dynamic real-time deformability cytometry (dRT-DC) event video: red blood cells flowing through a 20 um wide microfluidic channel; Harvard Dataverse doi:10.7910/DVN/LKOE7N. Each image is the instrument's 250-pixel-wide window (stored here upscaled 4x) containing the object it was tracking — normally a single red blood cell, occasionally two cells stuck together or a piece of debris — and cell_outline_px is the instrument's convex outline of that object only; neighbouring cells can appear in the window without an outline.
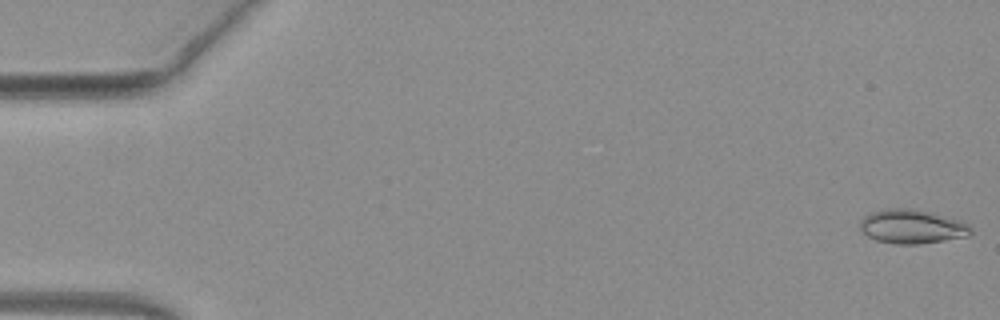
{"species": "common noctule bat (a hibernating species)", "species_latin": "Nyctalus noctula", "temperature_condition": "warm", "stored_images_in_passage": 51, "camera_frame_rate_fps": 3000, "um_per_image_px": 0.085, "animal": {"sex": "female", "body_mass_g": 19.3, "forearm_length_mm": 54.1}, "frame": {"image": 1, "passage_image": 1, "time_ms": 0.0, "image_size_px": [1000, 320], "cell_outline_px": [[972, 232], [968, 236], [944, 240], [916, 244], [896, 244], [876, 240], [868, 236], [860, 228], [860, 220], [864, 216], [872, 212], [888, 208], [908, 208], [928, 212], [960, 220], [968, 224], [972, 228]], "centroid_in_image_um": [77.51, 19.26], "position_along_channel_um": 7.5, "area_um2": 21.73}}
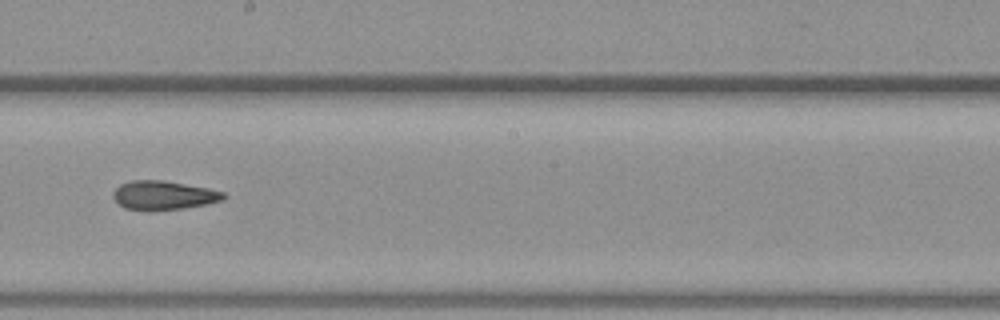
{"frame": {"image": 2, "passage_image": 29, "time_ms": 9.333, "image_size_px": [1000, 320], "cell_outline_px": [[228, 196], [224, 200], [208, 204], [184, 208], [152, 212], [124, 208], [112, 196], [112, 192], [120, 184], [132, 180], [164, 180], [208, 188], [224, 192]], "centroid_in_image_um": [13.92, 16.61], "position_along_channel_um": 234.3, "area_um2": 19.02}}
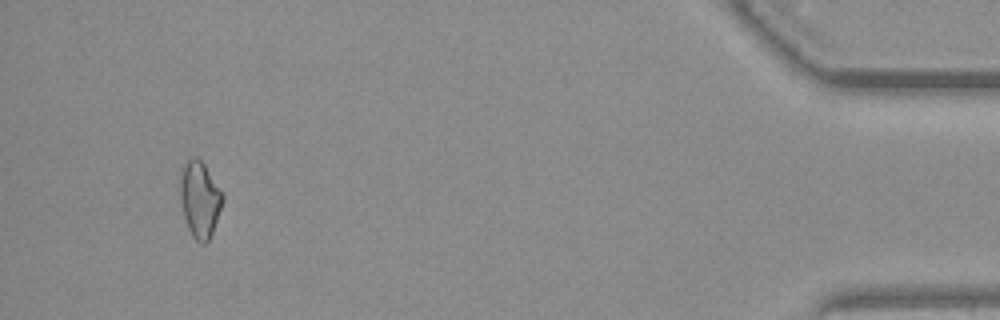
{"frame": {"image": 3, "passage_image": 48, "time_ms": 15.667, "image_size_px": [1000, 320], "cell_outline_px": [[224, 200], [212, 232], [208, 240], [204, 244], [200, 244], [192, 236], [188, 228], [184, 216], [180, 200], [180, 176], [184, 164], [192, 156], [196, 156], [204, 164], [224, 192]], "centroid_in_image_um": [16.99, 16.92], "position_along_channel_um": 418.2, "area_um2": 18.96}, "authors_computed_cell_mechanics": {"area_um2": 19.0162, "velocity_mm_per_s": 4.0888, "shape_relaxation_time_tau1_ms": null, "shape_relaxation_time_tau2_ms": 7.3273, "deformation_change_tau1": null, "deformation_change_tau2": 0.1575}}